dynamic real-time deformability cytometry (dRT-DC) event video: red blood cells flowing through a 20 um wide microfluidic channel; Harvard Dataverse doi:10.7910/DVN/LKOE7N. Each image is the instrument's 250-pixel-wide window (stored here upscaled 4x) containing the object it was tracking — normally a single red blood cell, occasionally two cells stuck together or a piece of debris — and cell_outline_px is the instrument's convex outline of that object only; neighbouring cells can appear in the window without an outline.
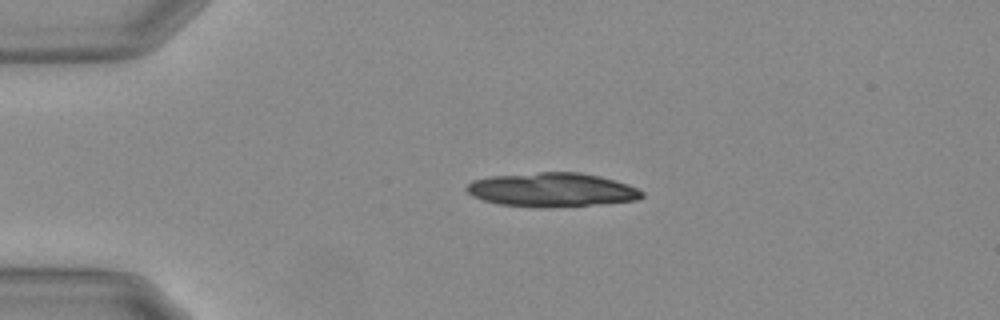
{"species": "Egyptian fruit bat (a non-hibernating species)", "species_latin": "Rousettus aegyptiacus", "temperature_condition": "warm", "stored_images_in_passage": 17, "camera_frame_rate_fps": 3000, "um_per_image_px": 0.085, "animal": {"sex": "female"}, "frame": {"image": 1, "passage_image": 12, "time_ms": 3.667, "image_size_px": [1000, 320], "cell_outline_px": [[644, 196], [636, 200], [548, 208], [536, 208], [496, 204], [472, 196], [464, 188], [472, 180], [492, 176], [540, 172], [580, 172], [600, 176], [636, 188], [644, 192]], "centroid_in_image_um": [46.84, 16.14], "position_along_channel_um": 38.2, "area_um2": 34.62}}